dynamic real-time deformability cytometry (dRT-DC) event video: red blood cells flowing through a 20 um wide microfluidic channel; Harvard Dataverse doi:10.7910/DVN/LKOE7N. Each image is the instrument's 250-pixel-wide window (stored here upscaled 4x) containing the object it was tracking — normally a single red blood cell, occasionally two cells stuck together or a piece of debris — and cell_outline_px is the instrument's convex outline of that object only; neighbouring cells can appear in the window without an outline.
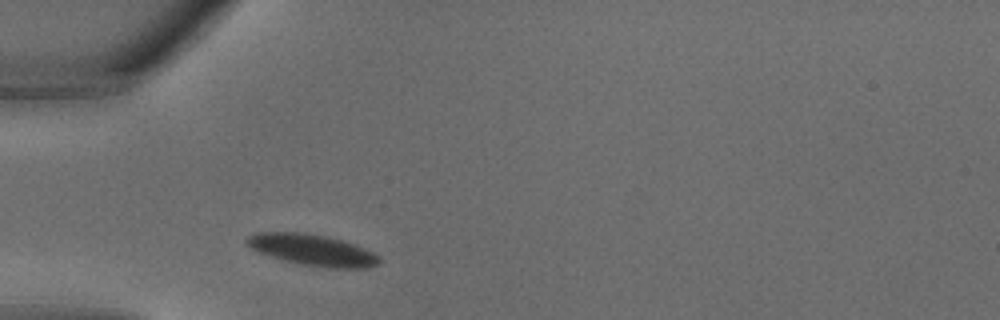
{"species": "common noctule bat (a hibernating species)", "species_latin": "Nyctalus noctula", "temperature_condition": "warm", "stored_images_in_passage": 24, "camera_frame_rate_fps": 3000, "um_per_image_px": 0.085, "animal": {"sex": "male", "body_mass_g": 18.8}, "frame": {"image": 1, "passage_image": 1, "time_ms": 0.0, "image_size_px": [1000, 320], "cell_outline_px": [[380, 264], [368, 268], [328, 268], [304, 264], [284, 260], [260, 252], [252, 248], [244, 240], [248, 236], [256, 232], [300, 232], [328, 236], [352, 244], [372, 252], [380, 256]], "centroid_in_image_um": [26.57, 21.24], "position_along_channel_um": 58.4, "area_um2": 23.81}}
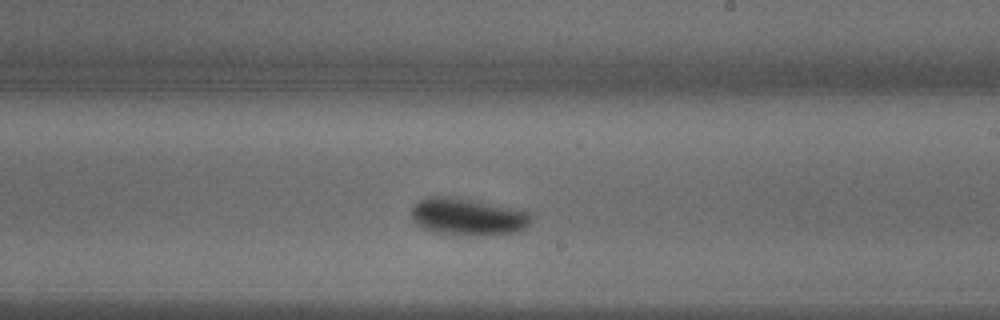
{"frame": {"image": 2, "passage_image": 11, "time_ms": 3.333, "image_size_px": [1000, 320], "cell_outline_px": [[532, 220], [520, 232], [492, 236], [464, 236], [432, 232], [416, 224], [412, 220], [412, 208], [420, 200], [428, 196], [456, 196], [528, 208], [532, 212]], "centroid_in_image_um": [39.9, 18.41], "position_along_channel_um": 249.1, "area_um2": 27.51}}
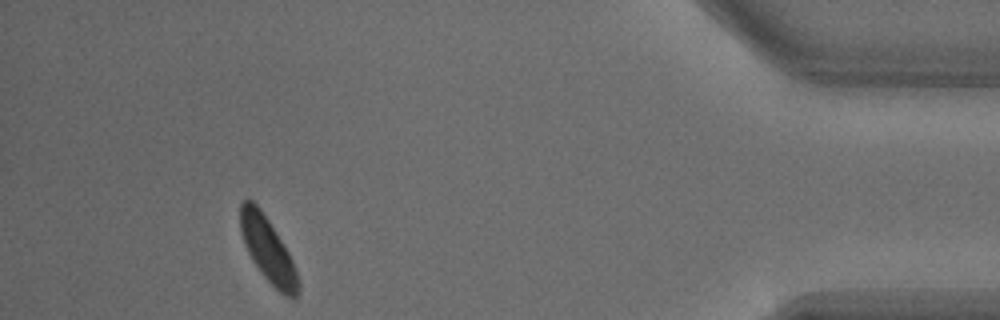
{"frame": {"image": 3, "passage_image": 22, "time_ms": 7.0, "image_size_px": [1000, 320], "cell_outline_px": [[300, 292], [296, 300], [292, 300], [284, 296], [260, 272], [252, 260], [244, 244], [240, 232], [240, 204], [244, 200], [252, 200], [260, 208], [284, 244], [292, 260], [300, 284]], "centroid_in_image_um": [22.78, 21.27], "position_along_channel_um": 412.4, "area_um2": 21.85}}